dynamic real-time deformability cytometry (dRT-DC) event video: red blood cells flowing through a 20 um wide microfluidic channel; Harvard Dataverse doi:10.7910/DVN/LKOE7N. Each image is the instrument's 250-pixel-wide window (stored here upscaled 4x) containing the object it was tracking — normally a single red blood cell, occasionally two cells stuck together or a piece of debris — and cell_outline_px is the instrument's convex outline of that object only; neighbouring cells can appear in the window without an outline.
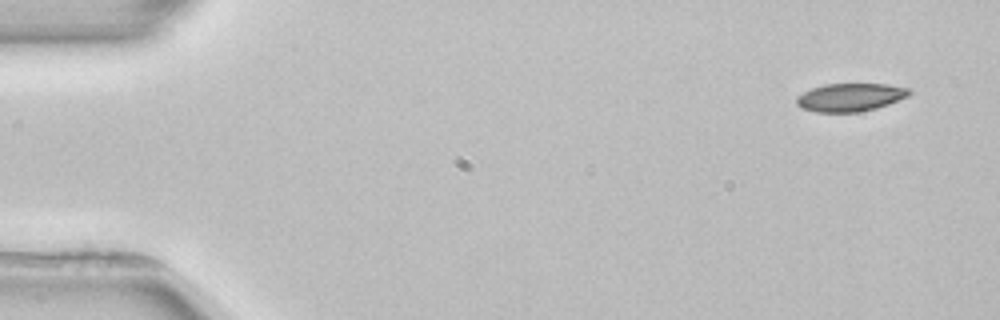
{"species": "common noctule bat (a hibernating species)", "species_latin": "Nyctalus noctula", "temperature_condition": "room temperature", "stored_images_in_passage": 4, "camera_frame_rate_fps": 3000, "um_per_image_px": 0.085, "animal": {"sex": "female", "body_mass_g": 22.7, "forearm_length_mm": 54.2}, "frame": {"image": 1, "passage_image": 1, "time_ms": 0.0, "image_size_px": [1000, 320], "cell_outline_px": [[912, 92], [908, 96], [888, 104], [876, 108], [860, 112], [816, 112], [800, 108], [796, 104], [796, 96], [812, 88], [824, 84], [888, 84], [908, 88]], "centroid_in_image_um": [72.25, 8.27], "position_along_channel_um": 12.8, "area_um2": 18.5}}